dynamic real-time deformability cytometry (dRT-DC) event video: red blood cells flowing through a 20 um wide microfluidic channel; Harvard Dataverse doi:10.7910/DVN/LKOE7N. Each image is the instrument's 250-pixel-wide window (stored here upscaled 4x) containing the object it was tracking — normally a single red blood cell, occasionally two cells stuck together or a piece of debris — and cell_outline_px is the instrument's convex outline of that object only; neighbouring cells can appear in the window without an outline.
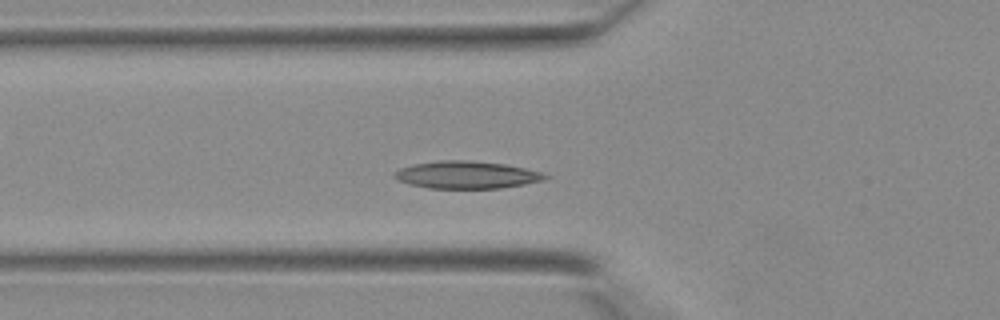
{"species": "Egyptian fruit bat (a non-hibernating species)", "species_latin": "Rousettus aegyptiacus", "temperature_condition": "warm", "stored_images_in_passage": 30, "camera_frame_rate_fps": 3000, "um_per_image_px": 0.085, "animal": {"sex": "female"}, "frame": {"image": 1, "passage_image": 9, "time_ms": 2.667, "image_size_px": [1000, 320], "cell_outline_px": [[552, 176], [544, 180], [524, 184], [500, 188], [428, 188], [396, 180], [392, 176], [392, 172], [400, 168], [412, 164], [440, 160], [472, 160], [504, 164], [524, 168], [540, 172]], "centroid_in_image_um": [39.63, 14.85], "position_along_channel_um": 86.2, "area_um2": 24.16}}
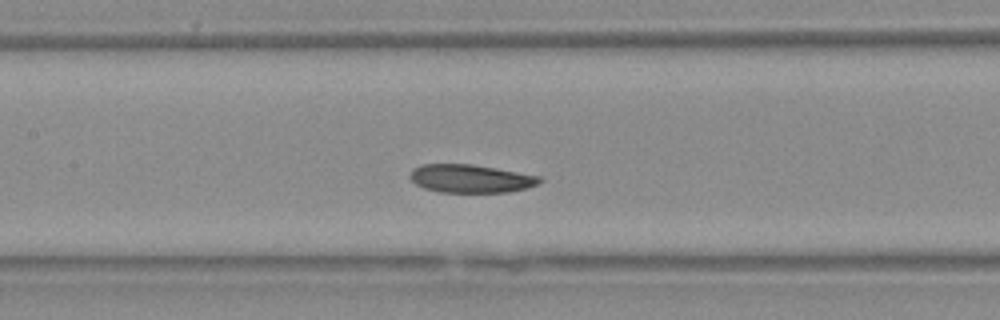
{"frame": {"image": 2, "passage_image": 14, "time_ms": 4.333, "image_size_px": [1000, 320], "cell_outline_px": [[544, 180], [528, 188], [508, 192], [440, 192], [424, 188], [416, 184], [408, 176], [412, 168], [420, 164], [472, 164], [496, 168], [540, 176]], "centroid_in_image_um": [39.99, 15.17], "position_along_channel_um": 167.4, "area_um2": 21.39}}
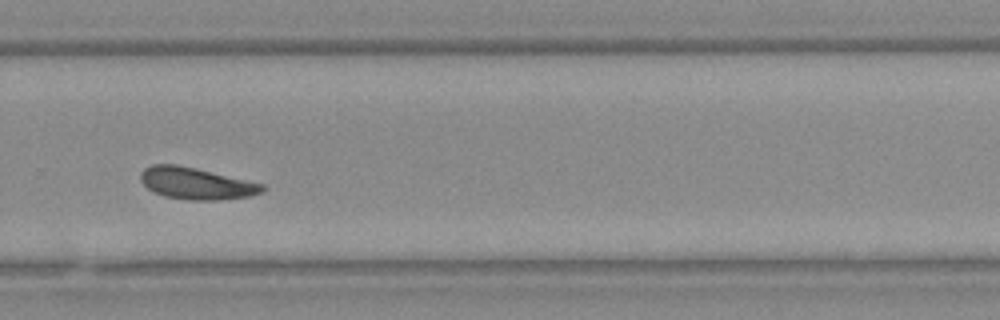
{"frame": {"image": 3, "passage_image": 23, "time_ms": 7.333, "image_size_px": [1000, 320], "cell_outline_px": [[268, 188], [264, 192], [248, 196], [216, 200], [188, 200], [164, 196], [148, 188], [140, 180], [140, 172], [144, 168], [152, 164], [176, 164], [196, 168], [264, 184]], "centroid_in_image_um": [16.69, 15.58], "position_along_channel_um": 313.1, "area_um2": 22.54}}